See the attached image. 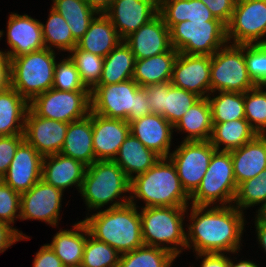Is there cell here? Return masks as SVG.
<instances>
[{
  "label": "cell",
  "mask_w": 266,
  "mask_h": 267,
  "mask_svg": "<svg viewBox=\"0 0 266 267\" xmlns=\"http://www.w3.org/2000/svg\"><path fill=\"white\" fill-rule=\"evenodd\" d=\"M29 102L11 86L0 92V136L24 133Z\"/></svg>",
  "instance_id": "30"
},
{
  "label": "cell",
  "mask_w": 266,
  "mask_h": 267,
  "mask_svg": "<svg viewBox=\"0 0 266 267\" xmlns=\"http://www.w3.org/2000/svg\"><path fill=\"white\" fill-rule=\"evenodd\" d=\"M120 255L113 247L89 234L80 267H118Z\"/></svg>",
  "instance_id": "40"
},
{
  "label": "cell",
  "mask_w": 266,
  "mask_h": 267,
  "mask_svg": "<svg viewBox=\"0 0 266 267\" xmlns=\"http://www.w3.org/2000/svg\"><path fill=\"white\" fill-rule=\"evenodd\" d=\"M50 10L46 24H41L45 48L53 51L57 48L69 53L77 46V41L73 38L67 21L53 8Z\"/></svg>",
  "instance_id": "37"
},
{
  "label": "cell",
  "mask_w": 266,
  "mask_h": 267,
  "mask_svg": "<svg viewBox=\"0 0 266 267\" xmlns=\"http://www.w3.org/2000/svg\"><path fill=\"white\" fill-rule=\"evenodd\" d=\"M136 202L96 211L83 220L95 239L105 242L120 254L144 245L140 212Z\"/></svg>",
  "instance_id": "2"
},
{
  "label": "cell",
  "mask_w": 266,
  "mask_h": 267,
  "mask_svg": "<svg viewBox=\"0 0 266 267\" xmlns=\"http://www.w3.org/2000/svg\"><path fill=\"white\" fill-rule=\"evenodd\" d=\"M178 53L172 47L168 52L136 59L132 79L140 87L171 82L173 65Z\"/></svg>",
  "instance_id": "29"
},
{
  "label": "cell",
  "mask_w": 266,
  "mask_h": 267,
  "mask_svg": "<svg viewBox=\"0 0 266 267\" xmlns=\"http://www.w3.org/2000/svg\"><path fill=\"white\" fill-rule=\"evenodd\" d=\"M256 217L264 224H266V204L256 211Z\"/></svg>",
  "instance_id": "58"
},
{
  "label": "cell",
  "mask_w": 266,
  "mask_h": 267,
  "mask_svg": "<svg viewBox=\"0 0 266 267\" xmlns=\"http://www.w3.org/2000/svg\"><path fill=\"white\" fill-rule=\"evenodd\" d=\"M93 149L97 161L116 158L121 144L130 134L126 120L101 116L92 112Z\"/></svg>",
  "instance_id": "20"
},
{
  "label": "cell",
  "mask_w": 266,
  "mask_h": 267,
  "mask_svg": "<svg viewBox=\"0 0 266 267\" xmlns=\"http://www.w3.org/2000/svg\"><path fill=\"white\" fill-rule=\"evenodd\" d=\"M52 88L62 91H90L82 82L75 63L69 56L56 62Z\"/></svg>",
  "instance_id": "43"
},
{
  "label": "cell",
  "mask_w": 266,
  "mask_h": 267,
  "mask_svg": "<svg viewBox=\"0 0 266 267\" xmlns=\"http://www.w3.org/2000/svg\"><path fill=\"white\" fill-rule=\"evenodd\" d=\"M29 238L13 226L0 222V253L4 252L15 242Z\"/></svg>",
  "instance_id": "50"
},
{
  "label": "cell",
  "mask_w": 266,
  "mask_h": 267,
  "mask_svg": "<svg viewBox=\"0 0 266 267\" xmlns=\"http://www.w3.org/2000/svg\"><path fill=\"white\" fill-rule=\"evenodd\" d=\"M126 192L130 193V180L122 168L113 160H103L87 166L79 193L90 211L94 208L100 209L113 201L109 208L130 203V195L124 196ZM117 198L122 200H115Z\"/></svg>",
  "instance_id": "4"
},
{
  "label": "cell",
  "mask_w": 266,
  "mask_h": 267,
  "mask_svg": "<svg viewBox=\"0 0 266 267\" xmlns=\"http://www.w3.org/2000/svg\"><path fill=\"white\" fill-rule=\"evenodd\" d=\"M33 267H65L49 244L43 245L36 253Z\"/></svg>",
  "instance_id": "51"
},
{
  "label": "cell",
  "mask_w": 266,
  "mask_h": 267,
  "mask_svg": "<svg viewBox=\"0 0 266 267\" xmlns=\"http://www.w3.org/2000/svg\"><path fill=\"white\" fill-rule=\"evenodd\" d=\"M198 259L203 257L200 267H229V258L224 253H196ZM193 267V266H192Z\"/></svg>",
  "instance_id": "53"
},
{
  "label": "cell",
  "mask_w": 266,
  "mask_h": 267,
  "mask_svg": "<svg viewBox=\"0 0 266 267\" xmlns=\"http://www.w3.org/2000/svg\"><path fill=\"white\" fill-rule=\"evenodd\" d=\"M42 160L37 150L24 140L1 180L20 194L28 191L41 180Z\"/></svg>",
  "instance_id": "18"
},
{
  "label": "cell",
  "mask_w": 266,
  "mask_h": 267,
  "mask_svg": "<svg viewBox=\"0 0 266 267\" xmlns=\"http://www.w3.org/2000/svg\"><path fill=\"white\" fill-rule=\"evenodd\" d=\"M257 85L244 93L245 119L258 134H266V91Z\"/></svg>",
  "instance_id": "41"
},
{
  "label": "cell",
  "mask_w": 266,
  "mask_h": 267,
  "mask_svg": "<svg viewBox=\"0 0 266 267\" xmlns=\"http://www.w3.org/2000/svg\"><path fill=\"white\" fill-rule=\"evenodd\" d=\"M171 46L187 55L212 56L228 43L226 25L221 21H184L170 29Z\"/></svg>",
  "instance_id": "8"
},
{
  "label": "cell",
  "mask_w": 266,
  "mask_h": 267,
  "mask_svg": "<svg viewBox=\"0 0 266 267\" xmlns=\"http://www.w3.org/2000/svg\"><path fill=\"white\" fill-rule=\"evenodd\" d=\"M244 59L251 79L257 85L266 83V44L244 45Z\"/></svg>",
  "instance_id": "44"
},
{
  "label": "cell",
  "mask_w": 266,
  "mask_h": 267,
  "mask_svg": "<svg viewBox=\"0 0 266 267\" xmlns=\"http://www.w3.org/2000/svg\"><path fill=\"white\" fill-rule=\"evenodd\" d=\"M60 153L79 160L86 166L97 161L93 149L92 111L86 118L68 124Z\"/></svg>",
  "instance_id": "25"
},
{
  "label": "cell",
  "mask_w": 266,
  "mask_h": 267,
  "mask_svg": "<svg viewBox=\"0 0 266 267\" xmlns=\"http://www.w3.org/2000/svg\"><path fill=\"white\" fill-rule=\"evenodd\" d=\"M237 186L259 176L266 169V134H257L251 141L230 151Z\"/></svg>",
  "instance_id": "24"
},
{
  "label": "cell",
  "mask_w": 266,
  "mask_h": 267,
  "mask_svg": "<svg viewBox=\"0 0 266 267\" xmlns=\"http://www.w3.org/2000/svg\"><path fill=\"white\" fill-rule=\"evenodd\" d=\"M200 99L193 92L176 87L168 82V94L165 95L163 117L173 126L182 118L189 108Z\"/></svg>",
  "instance_id": "42"
},
{
  "label": "cell",
  "mask_w": 266,
  "mask_h": 267,
  "mask_svg": "<svg viewBox=\"0 0 266 267\" xmlns=\"http://www.w3.org/2000/svg\"><path fill=\"white\" fill-rule=\"evenodd\" d=\"M124 41L131 48L135 59L149 58L172 48L170 29L159 13Z\"/></svg>",
  "instance_id": "21"
},
{
  "label": "cell",
  "mask_w": 266,
  "mask_h": 267,
  "mask_svg": "<svg viewBox=\"0 0 266 267\" xmlns=\"http://www.w3.org/2000/svg\"><path fill=\"white\" fill-rule=\"evenodd\" d=\"M213 123H224L227 121L245 118L244 93L219 92L214 98L207 96Z\"/></svg>",
  "instance_id": "38"
},
{
  "label": "cell",
  "mask_w": 266,
  "mask_h": 267,
  "mask_svg": "<svg viewBox=\"0 0 266 267\" xmlns=\"http://www.w3.org/2000/svg\"><path fill=\"white\" fill-rule=\"evenodd\" d=\"M210 69L211 56L178 53L171 84L205 98L211 95Z\"/></svg>",
  "instance_id": "15"
},
{
  "label": "cell",
  "mask_w": 266,
  "mask_h": 267,
  "mask_svg": "<svg viewBox=\"0 0 266 267\" xmlns=\"http://www.w3.org/2000/svg\"><path fill=\"white\" fill-rule=\"evenodd\" d=\"M52 8L66 21L73 38L78 41L98 13L84 0H53Z\"/></svg>",
  "instance_id": "35"
},
{
  "label": "cell",
  "mask_w": 266,
  "mask_h": 267,
  "mask_svg": "<svg viewBox=\"0 0 266 267\" xmlns=\"http://www.w3.org/2000/svg\"><path fill=\"white\" fill-rule=\"evenodd\" d=\"M188 133L184 141H207L212 134V111L207 97L196 101L174 126Z\"/></svg>",
  "instance_id": "31"
},
{
  "label": "cell",
  "mask_w": 266,
  "mask_h": 267,
  "mask_svg": "<svg viewBox=\"0 0 266 267\" xmlns=\"http://www.w3.org/2000/svg\"><path fill=\"white\" fill-rule=\"evenodd\" d=\"M237 188L231 153L216 150L199 187L190 196L191 205L217 206V202L219 206L231 205Z\"/></svg>",
  "instance_id": "7"
},
{
  "label": "cell",
  "mask_w": 266,
  "mask_h": 267,
  "mask_svg": "<svg viewBox=\"0 0 266 267\" xmlns=\"http://www.w3.org/2000/svg\"><path fill=\"white\" fill-rule=\"evenodd\" d=\"M97 13L104 14L111 6L113 0H84Z\"/></svg>",
  "instance_id": "55"
},
{
  "label": "cell",
  "mask_w": 266,
  "mask_h": 267,
  "mask_svg": "<svg viewBox=\"0 0 266 267\" xmlns=\"http://www.w3.org/2000/svg\"><path fill=\"white\" fill-rule=\"evenodd\" d=\"M190 209L186 249L193 247L195 254L239 252L245 228L244 212L234 204L213 207L191 205Z\"/></svg>",
  "instance_id": "1"
},
{
  "label": "cell",
  "mask_w": 266,
  "mask_h": 267,
  "mask_svg": "<svg viewBox=\"0 0 266 267\" xmlns=\"http://www.w3.org/2000/svg\"><path fill=\"white\" fill-rule=\"evenodd\" d=\"M135 60L131 48L122 41L104 58L102 75L97 85L117 84L132 79Z\"/></svg>",
  "instance_id": "34"
},
{
  "label": "cell",
  "mask_w": 266,
  "mask_h": 267,
  "mask_svg": "<svg viewBox=\"0 0 266 267\" xmlns=\"http://www.w3.org/2000/svg\"><path fill=\"white\" fill-rule=\"evenodd\" d=\"M89 230L83 220L73 226V230H61L53 237L49 246L65 267H80Z\"/></svg>",
  "instance_id": "28"
},
{
  "label": "cell",
  "mask_w": 266,
  "mask_h": 267,
  "mask_svg": "<svg viewBox=\"0 0 266 267\" xmlns=\"http://www.w3.org/2000/svg\"><path fill=\"white\" fill-rule=\"evenodd\" d=\"M10 87V59L0 55V92Z\"/></svg>",
  "instance_id": "54"
},
{
  "label": "cell",
  "mask_w": 266,
  "mask_h": 267,
  "mask_svg": "<svg viewBox=\"0 0 266 267\" xmlns=\"http://www.w3.org/2000/svg\"><path fill=\"white\" fill-rule=\"evenodd\" d=\"M181 143L169 158L177 169L183 189L191 196L199 187L216 149L209 140H183Z\"/></svg>",
  "instance_id": "12"
},
{
  "label": "cell",
  "mask_w": 266,
  "mask_h": 267,
  "mask_svg": "<svg viewBox=\"0 0 266 267\" xmlns=\"http://www.w3.org/2000/svg\"><path fill=\"white\" fill-rule=\"evenodd\" d=\"M255 228L257 232V241L266 253V224L262 223L257 217L255 218Z\"/></svg>",
  "instance_id": "56"
},
{
  "label": "cell",
  "mask_w": 266,
  "mask_h": 267,
  "mask_svg": "<svg viewBox=\"0 0 266 267\" xmlns=\"http://www.w3.org/2000/svg\"><path fill=\"white\" fill-rule=\"evenodd\" d=\"M211 11L212 15L225 25L231 19L236 0H200Z\"/></svg>",
  "instance_id": "49"
},
{
  "label": "cell",
  "mask_w": 266,
  "mask_h": 267,
  "mask_svg": "<svg viewBox=\"0 0 266 267\" xmlns=\"http://www.w3.org/2000/svg\"><path fill=\"white\" fill-rule=\"evenodd\" d=\"M226 36L236 45L266 44V0H236Z\"/></svg>",
  "instance_id": "11"
},
{
  "label": "cell",
  "mask_w": 266,
  "mask_h": 267,
  "mask_svg": "<svg viewBox=\"0 0 266 267\" xmlns=\"http://www.w3.org/2000/svg\"><path fill=\"white\" fill-rule=\"evenodd\" d=\"M229 267H258L256 262L248 261V260H241L237 263L233 262L232 259L229 257Z\"/></svg>",
  "instance_id": "57"
},
{
  "label": "cell",
  "mask_w": 266,
  "mask_h": 267,
  "mask_svg": "<svg viewBox=\"0 0 266 267\" xmlns=\"http://www.w3.org/2000/svg\"><path fill=\"white\" fill-rule=\"evenodd\" d=\"M257 134L249 122L243 118L224 123H213L209 141L217 151L230 152L251 141ZM221 145H223L222 148H220Z\"/></svg>",
  "instance_id": "32"
},
{
  "label": "cell",
  "mask_w": 266,
  "mask_h": 267,
  "mask_svg": "<svg viewBox=\"0 0 266 267\" xmlns=\"http://www.w3.org/2000/svg\"><path fill=\"white\" fill-rule=\"evenodd\" d=\"M23 141V134L0 136V179L7 173L16 150Z\"/></svg>",
  "instance_id": "47"
},
{
  "label": "cell",
  "mask_w": 266,
  "mask_h": 267,
  "mask_svg": "<svg viewBox=\"0 0 266 267\" xmlns=\"http://www.w3.org/2000/svg\"><path fill=\"white\" fill-rule=\"evenodd\" d=\"M145 1L150 2L159 10L164 0H145Z\"/></svg>",
  "instance_id": "60"
},
{
  "label": "cell",
  "mask_w": 266,
  "mask_h": 267,
  "mask_svg": "<svg viewBox=\"0 0 266 267\" xmlns=\"http://www.w3.org/2000/svg\"><path fill=\"white\" fill-rule=\"evenodd\" d=\"M141 87L129 79L117 84L96 85L90 91L91 111L104 117L126 120L135 111L136 92Z\"/></svg>",
  "instance_id": "13"
},
{
  "label": "cell",
  "mask_w": 266,
  "mask_h": 267,
  "mask_svg": "<svg viewBox=\"0 0 266 267\" xmlns=\"http://www.w3.org/2000/svg\"><path fill=\"white\" fill-rule=\"evenodd\" d=\"M160 159V155L147 148L130 133L121 144L114 161L122 168L127 178L132 180L134 177L145 173Z\"/></svg>",
  "instance_id": "27"
},
{
  "label": "cell",
  "mask_w": 266,
  "mask_h": 267,
  "mask_svg": "<svg viewBox=\"0 0 266 267\" xmlns=\"http://www.w3.org/2000/svg\"><path fill=\"white\" fill-rule=\"evenodd\" d=\"M149 114H152L150 104L148 103L144 90L140 88L136 92L135 111H130V116L128 117L127 122L131 123Z\"/></svg>",
  "instance_id": "52"
},
{
  "label": "cell",
  "mask_w": 266,
  "mask_h": 267,
  "mask_svg": "<svg viewBox=\"0 0 266 267\" xmlns=\"http://www.w3.org/2000/svg\"><path fill=\"white\" fill-rule=\"evenodd\" d=\"M68 56L75 63L82 82L91 91L100 81L104 58L83 51L77 46L70 51Z\"/></svg>",
  "instance_id": "39"
},
{
  "label": "cell",
  "mask_w": 266,
  "mask_h": 267,
  "mask_svg": "<svg viewBox=\"0 0 266 267\" xmlns=\"http://www.w3.org/2000/svg\"><path fill=\"white\" fill-rule=\"evenodd\" d=\"M29 108L39 117L64 123L86 118L91 111L90 91L49 89L35 96Z\"/></svg>",
  "instance_id": "10"
},
{
  "label": "cell",
  "mask_w": 266,
  "mask_h": 267,
  "mask_svg": "<svg viewBox=\"0 0 266 267\" xmlns=\"http://www.w3.org/2000/svg\"><path fill=\"white\" fill-rule=\"evenodd\" d=\"M159 14L169 29L184 21H220L200 0H164Z\"/></svg>",
  "instance_id": "33"
},
{
  "label": "cell",
  "mask_w": 266,
  "mask_h": 267,
  "mask_svg": "<svg viewBox=\"0 0 266 267\" xmlns=\"http://www.w3.org/2000/svg\"><path fill=\"white\" fill-rule=\"evenodd\" d=\"M261 203L263 206V186L262 177L255 176L249 180L243 181L238 185L237 193L234 199V206L240 211L256 206ZM236 204V205H235Z\"/></svg>",
  "instance_id": "45"
},
{
  "label": "cell",
  "mask_w": 266,
  "mask_h": 267,
  "mask_svg": "<svg viewBox=\"0 0 266 267\" xmlns=\"http://www.w3.org/2000/svg\"><path fill=\"white\" fill-rule=\"evenodd\" d=\"M136 198L145 202L144 207L189 206L190 200L169 157H161L145 173L130 180V203L134 204Z\"/></svg>",
  "instance_id": "3"
},
{
  "label": "cell",
  "mask_w": 266,
  "mask_h": 267,
  "mask_svg": "<svg viewBox=\"0 0 266 267\" xmlns=\"http://www.w3.org/2000/svg\"><path fill=\"white\" fill-rule=\"evenodd\" d=\"M20 197V193L0 179V222L12 226L14 220L20 219Z\"/></svg>",
  "instance_id": "46"
},
{
  "label": "cell",
  "mask_w": 266,
  "mask_h": 267,
  "mask_svg": "<svg viewBox=\"0 0 266 267\" xmlns=\"http://www.w3.org/2000/svg\"><path fill=\"white\" fill-rule=\"evenodd\" d=\"M8 19L6 37L10 50L1 52L9 59L45 48L42 22L17 13H11Z\"/></svg>",
  "instance_id": "17"
},
{
  "label": "cell",
  "mask_w": 266,
  "mask_h": 267,
  "mask_svg": "<svg viewBox=\"0 0 266 267\" xmlns=\"http://www.w3.org/2000/svg\"><path fill=\"white\" fill-rule=\"evenodd\" d=\"M55 51L41 49L10 59V86L30 102L53 87Z\"/></svg>",
  "instance_id": "6"
},
{
  "label": "cell",
  "mask_w": 266,
  "mask_h": 267,
  "mask_svg": "<svg viewBox=\"0 0 266 267\" xmlns=\"http://www.w3.org/2000/svg\"><path fill=\"white\" fill-rule=\"evenodd\" d=\"M176 258L165 249L143 245L121 254L118 267H171Z\"/></svg>",
  "instance_id": "36"
},
{
  "label": "cell",
  "mask_w": 266,
  "mask_h": 267,
  "mask_svg": "<svg viewBox=\"0 0 266 267\" xmlns=\"http://www.w3.org/2000/svg\"><path fill=\"white\" fill-rule=\"evenodd\" d=\"M130 133L161 157H169L174 126L162 115L149 114L131 123Z\"/></svg>",
  "instance_id": "22"
},
{
  "label": "cell",
  "mask_w": 266,
  "mask_h": 267,
  "mask_svg": "<svg viewBox=\"0 0 266 267\" xmlns=\"http://www.w3.org/2000/svg\"><path fill=\"white\" fill-rule=\"evenodd\" d=\"M211 94L215 92L245 93L257 84L249 76L244 45L226 44L211 56Z\"/></svg>",
  "instance_id": "9"
},
{
  "label": "cell",
  "mask_w": 266,
  "mask_h": 267,
  "mask_svg": "<svg viewBox=\"0 0 266 267\" xmlns=\"http://www.w3.org/2000/svg\"><path fill=\"white\" fill-rule=\"evenodd\" d=\"M69 123L37 116L30 108L25 116L24 140L42 156L60 153Z\"/></svg>",
  "instance_id": "16"
},
{
  "label": "cell",
  "mask_w": 266,
  "mask_h": 267,
  "mask_svg": "<svg viewBox=\"0 0 266 267\" xmlns=\"http://www.w3.org/2000/svg\"><path fill=\"white\" fill-rule=\"evenodd\" d=\"M186 210L188 206L142 207L140 218L144 245L165 249L178 257L186 249L183 227Z\"/></svg>",
  "instance_id": "5"
},
{
  "label": "cell",
  "mask_w": 266,
  "mask_h": 267,
  "mask_svg": "<svg viewBox=\"0 0 266 267\" xmlns=\"http://www.w3.org/2000/svg\"><path fill=\"white\" fill-rule=\"evenodd\" d=\"M147 97L152 113L164 115L165 95L168 94V82L141 87Z\"/></svg>",
  "instance_id": "48"
},
{
  "label": "cell",
  "mask_w": 266,
  "mask_h": 267,
  "mask_svg": "<svg viewBox=\"0 0 266 267\" xmlns=\"http://www.w3.org/2000/svg\"><path fill=\"white\" fill-rule=\"evenodd\" d=\"M63 193L39 180L30 190L21 193L20 220H39L58 226Z\"/></svg>",
  "instance_id": "14"
},
{
  "label": "cell",
  "mask_w": 266,
  "mask_h": 267,
  "mask_svg": "<svg viewBox=\"0 0 266 267\" xmlns=\"http://www.w3.org/2000/svg\"><path fill=\"white\" fill-rule=\"evenodd\" d=\"M86 169L81 161L58 153L43 157L41 179L63 192L73 185L80 192Z\"/></svg>",
  "instance_id": "23"
},
{
  "label": "cell",
  "mask_w": 266,
  "mask_h": 267,
  "mask_svg": "<svg viewBox=\"0 0 266 267\" xmlns=\"http://www.w3.org/2000/svg\"><path fill=\"white\" fill-rule=\"evenodd\" d=\"M122 41L109 18L98 13L86 33L77 41V47L105 58Z\"/></svg>",
  "instance_id": "26"
},
{
  "label": "cell",
  "mask_w": 266,
  "mask_h": 267,
  "mask_svg": "<svg viewBox=\"0 0 266 267\" xmlns=\"http://www.w3.org/2000/svg\"><path fill=\"white\" fill-rule=\"evenodd\" d=\"M259 177H262V186H263V205L266 204V169L263 170Z\"/></svg>",
  "instance_id": "59"
},
{
  "label": "cell",
  "mask_w": 266,
  "mask_h": 267,
  "mask_svg": "<svg viewBox=\"0 0 266 267\" xmlns=\"http://www.w3.org/2000/svg\"><path fill=\"white\" fill-rule=\"evenodd\" d=\"M158 13L159 10L145 0H113L104 14L124 41Z\"/></svg>",
  "instance_id": "19"
},
{
  "label": "cell",
  "mask_w": 266,
  "mask_h": 267,
  "mask_svg": "<svg viewBox=\"0 0 266 267\" xmlns=\"http://www.w3.org/2000/svg\"><path fill=\"white\" fill-rule=\"evenodd\" d=\"M3 33H4L3 30H2V31L0 30V39H1L2 35H3ZM1 54H2V52H1V50H0V55H1Z\"/></svg>",
  "instance_id": "61"
}]
</instances>
